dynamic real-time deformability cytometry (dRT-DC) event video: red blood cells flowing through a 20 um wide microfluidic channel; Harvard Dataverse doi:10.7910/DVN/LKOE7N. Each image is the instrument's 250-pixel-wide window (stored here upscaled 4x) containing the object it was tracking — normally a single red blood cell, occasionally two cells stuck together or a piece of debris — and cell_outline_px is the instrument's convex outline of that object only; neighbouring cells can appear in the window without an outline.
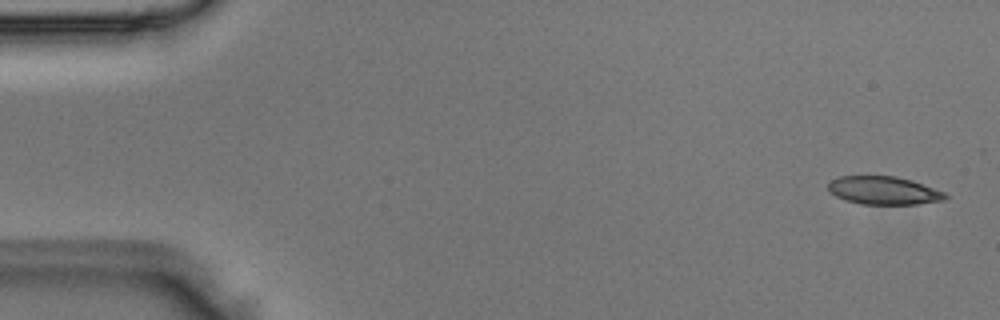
{"species": "Egyptian fruit bat (a non-hibernating species)", "species_latin": "Rousettus aegyptiacus", "temperature_condition": "room temperature", "stored_images_in_passage": 4, "camera_frame_rate_fps": 3000, "um_per_image_px": 0.085, "animal": {"sex": "male"}, "frame": {"image": 1, "passage_image": 1, "time_ms": 0.0, "image_size_px": [1000, 320], "cell_outline_px": [[948, 196], [944, 200], [916, 204], [860, 204], [844, 200], [828, 192], [828, 184], [832, 180], [840, 176], [896, 176], [912, 180], [944, 192]], "centroid_in_image_um": [75.09, 16.19], "position_along_channel_um": 9.9, "area_um2": 19.19}}